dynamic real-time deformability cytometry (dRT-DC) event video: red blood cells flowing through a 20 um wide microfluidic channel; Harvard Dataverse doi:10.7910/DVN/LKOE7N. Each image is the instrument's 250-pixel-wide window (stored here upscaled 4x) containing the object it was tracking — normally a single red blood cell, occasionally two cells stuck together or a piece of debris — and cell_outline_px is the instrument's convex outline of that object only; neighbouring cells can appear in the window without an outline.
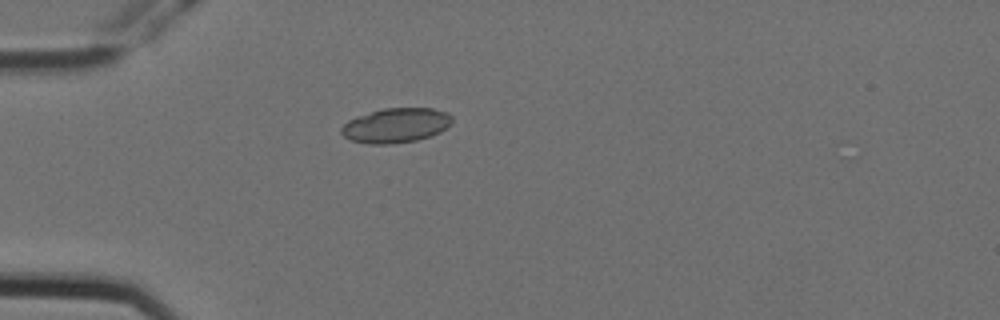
{"species": "Egyptian fruit bat (a non-hibernating species)", "species_latin": "Rousettus aegyptiacus", "temperature_condition": "cold", "stored_images_in_passage": 1, "camera_frame_rate_fps": 3000, "um_per_image_px": 0.085, "animal": {"sex": "female"}, "frame": {"image": 1, "passage_image": 1, "time_ms": 0.0, "image_size_px": [1000, 320], "cell_outline_px": [[452, 124], [440, 132], [432, 136], [416, 140], [392, 144], [368, 144], [352, 140], [344, 136], [340, 132], [340, 128], [348, 120], [356, 116], [384, 108], [432, 108], [448, 112], [452, 116]], "centroid_in_image_um": [33.67, 10.66], "position_along_channel_um": 51.3, "area_um2": 22.54}}